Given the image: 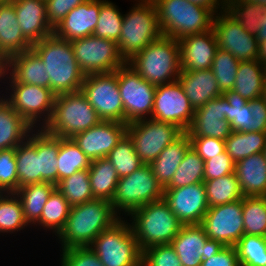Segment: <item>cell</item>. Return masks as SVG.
<instances>
[{
	"mask_svg": "<svg viewBox=\"0 0 266 266\" xmlns=\"http://www.w3.org/2000/svg\"><path fill=\"white\" fill-rule=\"evenodd\" d=\"M16 148L0 151V193L16 192L18 189Z\"/></svg>",
	"mask_w": 266,
	"mask_h": 266,
	"instance_id": "f907efd6",
	"label": "cell"
},
{
	"mask_svg": "<svg viewBox=\"0 0 266 266\" xmlns=\"http://www.w3.org/2000/svg\"><path fill=\"white\" fill-rule=\"evenodd\" d=\"M242 199L210 207L201 225L217 246L235 247L244 235Z\"/></svg>",
	"mask_w": 266,
	"mask_h": 266,
	"instance_id": "9a60e30c",
	"label": "cell"
},
{
	"mask_svg": "<svg viewBox=\"0 0 266 266\" xmlns=\"http://www.w3.org/2000/svg\"><path fill=\"white\" fill-rule=\"evenodd\" d=\"M4 74V66L0 63V77H3Z\"/></svg>",
	"mask_w": 266,
	"mask_h": 266,
	"instance_id": "03108f58",
	"label": "cell"
},
{
	"mask_svg": "<svg viewBox=\"0 0 266 266\" xmlns=\"http://www.w3.org/2000/svg\"><path fill=\"white\" fill-rule=\"evenodd\" d=\"M201 266H240L235 247L216 246L210 255L202 260Z\"/></svg>",
	"mask_w": 266,
	"mask_h": 266,
	"instance_id": "6f0895ef",
	"label": "cell"
},
{
	"mask_svg": "<svg viewBox=\"0 0 266 266\" xmlns=\"http://www.w3.org/2000/svg\"><path fill=\"white\" fill-rule=\"evenodd\" d=\"M264 155H265V158H266V146L264 148V151H263Z\"/></svg>",
	"mask_w": 266,
	"mask_h": 266,
	"instance_id": "a7ac6f4b",
	"label": "cell"
},
{
	"mask_svg": "<svg viewBox=\"0 0 266 266\" xmlns=\"http://www.w3.org/2000/svg\"><path fill=\"white\" fill-rule=\"evenodd\" d=\"M184 131L170 122L142 119L131 122L126 134L133 142L135 151L144 164H150L170 143Z\"/></svg>",
	"mask_w": 266,
	"mask_h": 266,
	"instance_id": "8fae6325",
	"label": "cell"
},
{
	"mask_svg": "<svg viewBox=\"0 0 266 266\" xmlns=\"http://www.w3.org/2000/svg\"><path fill=\"white\" fill-rule=\"evenodd\" d=\"M1 83L33 84L50 88V76L41 58L30 49L8 59Z\"/></svg>",
	"mask_w": 266,
	"mask_h": 266,
	"instance_id": "cb8c5ba5",
	"label": "cell"
},
{
	"mask_svg": "<svg viewBox=\"0 0 266 266\" xmlns=\"http://www.w3.org/2000/svg\"><path fill=\"white\" fill-rule=\"evenodd\" d=\"M163 194L164 189L154 176L151 166L144 164L131 174L119 178L110 202L114 211L121 218H126L141 206L163 199Z\"/></svg>",
	"mask_w": 266,
	"mask_h": 266,
	"instance_id": "9c48e42d",
	"label": "cell"
},
{
	"mask_svg": "<svg viewBox=\"0 0 266 266\" xmlns=\"http://www.w3.org/2000/svg\"><path fill=\"white\" fill-rule=\"evenodd\" d=\"M266 78L265 65L259 60L240 62L233 91L250 101L263 94Z\"/></svg>",
	"mask_w": 266,
	"mask_h": 266,
	"instance_id": "1f68e13d",
	"label": "cell"
},
{
	"mask_svg": "<svg viewBox=\"0 0 266 266\" xmlns=\"http://www.w3.org/2000/svg\"><path fill=\"white\" fill-rule=\"evenodd\" d=\"M157 9L158 25L165 37L179 41L186 36L212 29L215 14L188 0H152Z\"/></svg>",
	"mask_w": 266,
	"mask_h": 266,
	"instance_id": "277c9868",
	"label": "cell"
},
{
	"mask_svg": "<svg viewBox=\"0 0 266 266\" xmlns=\"http://www.w3.org/2000/svg\"><path fill=\"white\" fill-rule=\"evenodd\" d=\"M27 227L29 231L31 227L24 218L22 204L16 193H0V235L16 236L21 230L24 233Z\"/></svg>",
	"mask_w": 266,
	"mask_h": 266,
	"instance_id": "8d00e7d4",
	"label": "cell"
},
{
	"mask_svg": "<svg viewBox=\"0 0 266 266\" xmlns=\"http://www.w3.org/2000/svg\"><path fill=\"white\" fill-rule=\"evenodd\" d=\"M87 0H46V15L50 26L57 24L75 7Z\"/></svg>",
	"mask_w": 266,
	"mask_h": 266,
	"instance_id": "11a10c76",
	"label": "cell"
},
{
	"mask_svg": "<svg viewBox=\"0 0 266 266\" xmlns=\"http://www.w3.org/2000/svg\"><path fill=\"white\" fill-rule=\"evenodd\" d=\"M102 120L81 90L55 97L50 120L43 129L51 135L72 138Z\"/></svg>",
	"mask_w": 266,
	"mask_h": 266,
	"instance_id": "52a82bcc",
	"label": "cell"
},
{
	"mask_svg": "<svg viewBox=\"0 0 266 266\" xmlns=\"http://www.w3.org/2000/svg\"><path fill=\"white\" fill-rule=\"evenodd\" d=\"M181 71L210 69L218 50L213 29L200 34L186 36L178 41Z\"/></svg>",
	"mask_w": 266,
	"mask_h": 266,
	"instance_id": "7402d4cb",
	"label": "cell"
},
{
	"mask_svg": "<svg viewBox=\"0 0 266 266\" xmlns=\"http://www.w3.org/2000/svg\"><path fill=\"white\" fill-rule=\"evenodd\" d=\"M8 57L0 50V63L5 67L8 62Z\"/></svg>",
	"mask_w": 266,
	"mask_h": 266,
	"instance_id": "be15d7a7",
	"label": "cell"
},
{
	"mask_svg": "<svg viewBox=\"0 0 266 266\" xmlns=\"http://www.w3.org/2000/svg\"><path fill=\"white\" fill-rule=\"evenodd\" d=\"M261 29L258 31L256 38L257 41L260 43L261 41L266 40V9L262 14L261 21H260Z\"/></svg>",
	"mask_w": 266,
	"mask_h": 266,
	"instance_id": "94428289",
	"label": "cell"
},
{
	"mask_svg": "<svg viewBox=\"0 0 266 266\" xmlns=\"http://www.w3.org/2000/svg\"><path fill=\"white\" fill-rule=\"evenodd\" d=\"M190 147V137L184 132L178 139L165 147L158 157L149 164L163 189L171 182L174 173Z\"/></svg>",
	"mask_w": 266,
	"mask_h": 266,
	"instance_id": "f1b7e54d",
	"label": "cell"
},
{
	"mask_svg": "<svg viewBox=\"0 0 266 266\" xmlns=\"http://www.w3.org/2000/svg\"><path fill=\"white\" fill-rule=\"evenodd\" d=\"M204 182V160L190 147L171 182L165 188H179Z\"/></svg>",
	"mask_w": 266,
	"mask_h": 266,
	"instance_id": "7bdbcfd3",
	"label": "cell"
},
{
	"mask_svg": "<svg viewBox=\"0 0 266 266\" xmlns=\"http://www.w3.org/2000/svg\"><path fill=\"white\" fill-rule=\"evenodd\" d=\"M128 64L141 78L155 86L175 82L181 72L179 43L174 38L162 35Z\"/></svg>",
	"mask_w": 266,
	"mask_h": 266,
	"instance_id": "8992f818",
	"label": "cell"
},
{
	"mask_svg": "<svg viewBox=\"0 0 266 266\" xmlns=\"http://www.w3.org/2000/svg\"><path fill=\"white\" fill-rule=\"evenodd\" d=\"M266 132L232 131L225 140V151L236 164L243 158L264 151Z\"/></svg>",
	"mask_w": 266,
	"mask_h": 266,
	"instance_id": "74e56055",
	"label": "cell"
},
{
	"mask_svg": "<svg viewBox=\"0 0 266 266\" xmlns=\"http://www.w3.org/2000/svg\"><path fill=\"white\" fill-rule=\"evenodd\" d=\"M59 261V266H104L89 246L60 250Z\"/></svg>",
	"mask_w": 266,
	"mask_h": 266,
	"instance_id": "f5cc1de1",
	"label": "cell"
},
{
	"mask_svg": "<svg viewBox=\"0 0 266 266\" xmlns=\"http://www.w3.org/2000/svg\"><path fill=\"white\" fill-rule=\"evenodd\" d=\"M133 2L135 4L123 14L122 30L118 41V50L125 63L162 36L153 1L134 0Z\"/></svg>",
	"mask_w": 266,
	"mask_h": 266,
	"instance_id": "5b68a950",
	"label": "cell"
},
{
	"mask_svg": "<svg viewBox=\"0 0 266 266\" xmlns=\"http://www.w3.org/2000/svg\"><path fill=\"white\" fill-rule=\"evenodd\" d=\"M71 206L62 194L55 189L44 205L39 221L33 226L35 230L43 229L57 236L63 229L69 216Z\"/></svg>",
	"mask_w": 266,
	"mask_h": 266,
	"instance_id": "d590c367",
	"label": "cell"
},
{
	"mask_svg": "<svg viewBox=\"0 0 266 266\" xmlns=\"http://www.w3.org/2000/svg\"><path fill=\"white\" fill-rule=\"evenodd\" d=\"M258 60L262 64H266V40L261 41L259 43V53H258Z\"/></svg>",
	"mask_w": 266,
	"mask_h": 266,
	"instance_id": "6125c7cd",
	"label": "cell"
},
{
	"mask_svg": "<svg viewBox=\"0 0 266 266\" xmlns=\"http://www.w3.org/2000/svg\"><path fill=\"white\" fill-rule=\"evenodd\" d=\"M253 117V132H266V101L261 96L249 101Z\"/></svg>",
	"mask_w": 266,
	"mask_h": 266,
	"instance_id": "680465c9",
	"label": "cell"
},
{
	"mask_svg": "<svg viewBox=\"0 0 266 266\" xmlns=\"http://www.w3.org/2000/svg\"><path fill=\"white\" fill-rule=\"evenodd\" d=\"M127 126L122 122L101 121L71 139L91 161L106 158L126 134Z\"/></svg>",
	"mask_w": 266,
	"mask_h": 266,
	"instance_id": "ffe728a7",
	"label": "cell"
},
{
	"mask_svg": "<svg viewBox=\"0 0 266 266\" xmlns=\"http://www.w3.org/2000/svg\"><path fill=\"white\" fill-rule=\"evenodd\" d=\"M262 97L264 98V100L266 101V78H265V82H264V88H263V94Z\"/></svg>",
	"mask_w": 266,
	"mask_h": 266,
	"instance_id": "e7e4bbea",
	"label": "cell"
},
{
	"mask_svg": "<svg viewBox=\"0 0 266 266\" xmlns=\"http://www.w3.org/2000/svg\"><path fill=\"white\" fill-rule=\"evenodd\" d=\"M71 46L85 75L115 72L125 64L115 41L90 35L71 41Z\"/></svg>",
	"mask_w": 266,
	"mask_h": 266,
	"instance_id": "5bb4252c",
	"label": "cell"
},
{
	"mask_svg": "<svg viewBox=\"0 0 266 266\" xmlns=\"http://www.w3.org/2000/svg\"><path fill=\"white\" fill-rule=\"evenodd\" d=\"M106 158L113 164L119 177L129 175L144 165L127 134L123 136Z\"/></svg>",
	"mask_w": 266,
	"mask_h": 266,
	"instance_id": "bcb514c9",
	"label": "cell"
},
{
	"mask_svg": "<svg viewBox=\"0 0 266 266\" xmlns=\"http://www.w3.org/2000/svg\"><path fill=\"white\" fill-rule=\"evenodd\" d=\"M196 5L210 9L214 14L225 9L223 0H188Z\"/></svg>",
	"mask_w": 266,
	"mask_h": 266,
	"instance_id": "91938a15",
	"label": "cell"
},
{
	"mask_svg": "<svg viewBox=\"0 0 266 266\" xmlns=\"http://www.w3.org/2000/svg\"><path fill=\"white\" fill-rule=\"evenodd\" d=\"M31 47L19 26L14 4L0 3V50L10 58Z\"/></svg>",
	"mask_w": 266,
	"mask_h": 266,
	"instance_id": "83f0119b",
	"label": "cell"
},
{
	"mask_svg": "<svg viewBox=\"0 0 266 266\" xmlns=\"http://www.w3.org/2000/svg\"><path fill=\"white\" fill-rule=\"evenodd\" d=\"M163 199L183 225L201 224L209 209L203 183L164 188Z\"/></svg>",
	"mask_w": 266,
	"mask_h": 266,
	"instance_id": "ac0fdd59",
	"label": "cell"
},
{
	"mask_svg": "<svg viewBox=\"0 0 266 266\" xmlns=\"http://www.w3.org/2000/svg\"><path fill=\"white\" fill-rule=\"evenodd\" d=\"M59 148L60 137L49 134L43 128H35V149L39 156L40 183L48 182L57 185Z\"/></svg>",
	"mask_w": 266,
	"mask_h": 266,
	"instance_id": "4dcf8cb0",
	"label": "cell"
},
{
	"mask_svg": "<svg viewBox=\"0 0 266 266\" xmlns=\"http://www.w3.org/2000/svg\"><path fill=\"white\" fill-rule=\"evenodd\" d=\"M15 0H0V3H12Z\"/></svg>",
	"mask_w": 266,
	"mask_h": 266,
	"instance_id": "003e7915",
	"label": "cell"
},
{
	"mask_svg": "<svg viewBox=\"0 0 266 266\" xmlns=\"http://www.w3.org/2000/svg\"><path fill=\"white\" fill-rule=\"evenodd\" d=\"M194 113L195 110L178 80L156 86L151 119L170 122L186 132Z\"/></svg>",
	"mask_w": 266,
	"mask_h": 266,
	"instance_id": "e0dca14e",
	"label": "cell"
},
{
	"mask_svg": "<svg viewBox=\"0 0 266 266\" xmlns=\"http://www.w3.org/2000/svg\"><path fill=\"white\" fill-rule=\"evenodd\" d=\"M89 247L104 266H142V250L126 218L102 231Z\"/></svg>",
	"mask_w": 266,
	"mask_h": 266,
	"instance_id": "ba28073f",
	"label": "cell"
},
{
	"mask_svg": "<svg viewBox=\"0 0 266 266\" xmlns=\"http://www.w3.org/2000/svg\"><path fill=\"white\" fill-rule=\"evenodd\" d=\"M101 0H87L73 8L53 29L61 39L73 41L93 35L99 18Z\"/></svg>",
	"mask_w": 266,
	"mask_h": 266,
	"instance_id": "603a6c76",
	"label": "cell"
},
{
	"mask_svg": "<svg viewBox=\"0 0 266 266\" xmlns=\"http://www.w3.org/2000/svg\"><path fill=\"white\" fill-rule=\"evenodd\" d=\"M33 129L3 97L0 98V151L16 148Z\"/></svg>",
	"mask_w": 266,
	"mask_h": 266,
	"instance_id": "f546056e",
	"label": "cell"
},
{
	"mask_svg": "<svg viewBox=\"0 0 266 266\" xmlns=\"http://www.w3.org/2000/svg\"><path fill=\"white\" fill-rule=\"evenodd\" d=\"M56 189L52 183H34L18 188L15 192L21 201L24 218L32 228L41 216L50 194Z\"/></svg>",
	"mask_w": 266,
	"mask_h": 266,
	"instance_id": "d6a6232c",
	"label": "cell"
},
{
	"mask_svg": "<svg viewBox=\"0 0 266 266\" xmlns=\"http://www.w3.org/2000/svg\"><path fill=\"white\" fill-rule=\"evenodd\" d=\"M244 234L266 237V196L242 198Z\"/></svg>",
	"mask_w": 266,
	"mask_h": 266,
	"instance_id": "b9f144b4",
	"label": "cell"
},
{
	"mask_svg": "<svg viewBox=\"0 0 266 266\" xmlns=\"http://www.w3.org/2000/svg\"><path fill=\"white\" fill-rule=\"evenodd\" d=\"M142 266H182L171 244L155 245L142 251Z\"/></svg>",
	"mask_w": 266,
	"mask_h": 266,
	"instance_id": "816d5d0a",
	"label": "cell"
},
{
	"mask_svg": "<svg viewBox=\"0 0 266 266\" xmlns=\"http://www.w3.org/2000/svg\"><path fill=\"white\" fill-rule=\"evenodd\" d=\"M80 90L102 121L124 123V106L118 87L117 70L85 75Z\"/></svg>",
	"mask_w": 266,
	"mask_h": 266,
	"instance_id": "4fadbf2b",
	"label": "cell"
},
{
	"mask_svg": "<svg viewBox=\"0 0 266 266\" xmlns=\"http://www.w3.org/2000/svg\"><path fill=\"white\" fill-rule=\"evenodd\" d=\"M178 81L182 85L194 110L223 94L211 69L181 71Z\"/></svg>",
	"mask_w": 266,
	"mask_h": 266,
	"instance_id": "484cf974",
	"label": "cell"
},
{
	"mask_svg": "<svg viewBox=\"0 0 266 266\" xmlns=\"http://www.w3.org/2000/svg\"><path fill=\"white\" fill-rule=\"evenodd\" d=\"M120 219L110 201L93 199L70 208L66 223L55 240L61 244L60 250L86 247Z\"/></svg>",
	"mask_w": 266,
	"mask_h": 266,
	"instance_id": "6da1fadb",
	"label": "cell"
},
{
	"mask_svg": "<svg viewBox=\"0 0 266 266\" xmlns=\"http://www.w3.org/2000/svg\"><path fill=\"white\" fill-rule=\"evenodd\" d=\"M18 188L40 183V164L38 152L35 149V128L28 138L16 147Z\"/></svg>",
	"mask_w": 266,
	"mask_h": 266,
	"instance_id": "836d02e7",
	"label": "cell"
},
{
	"mask_svg": "<svg viewBox=\"0 0 266 266\" xmlns=\"http://www.w3.org/2000/svg\"><path fill=\"white\" fill-rule=\"evenodd\" d=\"M234 172L244 197L266 196V158L263 152L238 161Z\"/></svg>",
	"mask_w": 266,
	"mask_h": 266,
	"instance_id": "4316f807",
	"label": "cell"
},
{
	"mask_svg": "<svg viewBox=\"0 0 266 266\" xmlns=\"http://www.w3.org/2000/svg\"><path fill=\"white\" fill-rule=\"evenodd\" d=\"M266 7L261 3L247 0H233L225 5V10L235 18L251 35L256 36L261 29L260 21Z\"/></svg>",
	"mask_w": 266,
	"mask_h": 266,
	"instance_id": "ee69618b",
	"label": "cell"
},
{
	"mask_svg": "<svg viewBox=\"0 0 266 266\" xmlns=\"http://www.w3.org/2000/svg\"><path fill=\"white\" fill-rule=\"evenodd\" d=\"M57 161L58 182L78 171L88 170L92 162L71 138L61 137Z\"/></svg>",
	"mask_w": 266,
	"mask_h": 266,
	"instance_id": "ab89813d",
	"label": "cell"
},
{
	"mask_svg": "<svg viewBox=\"0 0 266 266\" xmlns=\"http://www.w3.org/2000/svg\"><path fill=\"white\" fill-rule=\"evenodd\" d=\"M228 100L227 121L232 131L253 132V117L249 101L233 90L223 92Z\"/></svg>",
	"mask_w": 266,
	"mask_h": 266,
	"instance_id": "7dc6e473",
	"label": "cell"
},
{
	"mask_svg": "<svg viewBox=\"0 0 266 266\" xmlns=\"http://www.w3.org/2000/svg\"><path fill=\"white\" fill-rule=\"evenodd\" d=\"M94 199L111 201L119 176L107 158L92 160L88 169Z\"/></svg>",
	"mask_w": 266,
	"mask_h": 266,
	"instance_id": "e575fe53",
	"label": "cell"
},
{
	"mask_svg": "<svg viewBox=\"0 0 266 266\" xmlns=\"http://www.w3.org/2000/svg\"><path fill=\"white\" fill-rule=\"evenodd\" d=\"M234 171L235 163L226 151L204 161V180L217 179Z\"/></svg>",
	"mask_w": 266,
	"mask_h": 266,
	"instance_id": "db71d44e",
	"label": "cell"
},
{
	"mask_svg": "<svg viewBox=\"0 0 266 266\" xmlns=\"http://www.w3.org/2000/svg\"><path fill=\"white\" fill-rule=\"evenodd\" d=\"M171 245L182 266H201L202 260L217 246L209 240L201 224L182 225Z\"/></svg>",
	"mask_w": 266,
	"mask_h": 266,
	"instance_id": "44dd1931",
	"label": "cell"
},
{
	"mask_svg": "<svg viewBox=\"0 0 266 266\" xmlns=\"http://www.w3.org/2000/svg\"><path fill=\"white\" fill-rule=\"evenodd\" d=\"M126 220L142 251L155 245L171 244L183 225L164 199L141 206Z\"/></svg>",
	"mask_w": 266,
	"mask_h": 266,
	"instance_id": "3957f363",
	"label": "cell"
},
{
	"mask_svg": "<svg viewBox=\"0 0 266 266\" xmlns=\"http://www.w3.org/2000/svg\"><path fill=\"white\" fill-rule=\"evenodd\" d=\"M235 248L240 266H266V237L244 234Z\"/></svg>",
	"mask_w": 266,
	"mask_h": 266,
	"instance_id": "c3c4849f",
	"label": "cell"
},
{
	"mask_svg": "<svg viewBox=\"0 0 266 266\" xmlns=\"http://www.w3.org/2000/svg\"><path fill=\"white\" fill-rule=\"evenodd\" d=\"M203 184L209 208L228 204L244 197L235 172L217 179L204 180Z\"/></svg>",
	"mask_w": 266,
	"mask_h": 266,
	"instance_id": "f35d334b",
	"label": "cell"
},
{
	"mask_svg": "<svg viewBox=\"0 0 266 266\" xmlns=\"http://www.w3.org/2000/svg\"><path fill=\"white\" fill-rule=\"evenodd\" d=\"M191 147L205 161L225 151V141L212 137H190Z\"/></svg>",
	"mask_w": 266,
	"mask_h": 266,
	"instance_id": "9f6ffc18",
	"label": "cell"
},
{
	"mask_svg": "<svg viewBox=\"0 0 266 266\" xmlns=\"http://www.w3.org/2000/svg\"><path fill=\"white\" fill-rule=\"evenodd\" d=\"M123 12L116 3L110 0H101V8L94 36L115 41L118 44L121 35Z\"/></svg>",
	"mask_w": 266,
	"mask_h": 266,
	"instance_id": "f6af8a7d",
	"label": "cell"
},
{
	"mask_svg": "<svg viewBox=\"0 0 266 266\" xmlns=\"http://www.w3.org/2000/svg\"><path fill=\"white\" fill-rule=\"evenodd\" d=\"M228 100L222 94L197 108L186 133L189 137H212L225 141L232 133L227 121Z\"/></svg>",
	"mask_w": 266,
	"mask_h": 266,
	"instance_id": "d6986e66",
	"label": "cell"
},
{
	"mask_svg": "<svg viewBox=\"0 0 266 266\" xmlns=\"http://www.w3.org/2000/svg\"><path fill=\"white\" fill-rule=\"evenodd\" d=\"M56 189L71 207L94 199L88 170L78 171L62 179Z\"/></svg>",
	"mask_w": 266,
	"mask_h": 266,
	"instance_id": "60d3db41",
	"label": "cell"
},
{
	"mask_svg": "<svg viewBox=\"0 0 266 266\" xmlns=\"http://www.w3.org/2000/svg\"><path fill=\"white\" fill-rule=\"evenodd\" d=\"M239 63L240 61L229 52L223 49L216 51L210 69L214 73L217 85L222 93L233 89Z\"/></svg>",
	"mask_w": 266,
	"mask_h": 266,
	"instance_id": "681fc988",
	"label": "cell"
},
{
	"mask_svg": "<svg viewBox=\"0 0 266 266\" xmlns=\"http://www.w3.org/2000/svg\"><path fill=\"white\" fill-rule=\"evenodd\" d=\"M212 29L218 49L229 52L240 62L258 60L256 36L249 34L225 9L215 14Z\"/></svg>",
	"mask_w": 266,
	"mask_h": 266,
	"instance_id": "2e32d148",
	"label": "cell"
},
{
	"mask_svg": "<svg viewBox=\"0 0 266 266\" xmlns=\"http://www.w3.org/2000/svg\"><path fill=\"white\" fill-rule=\"evenodd\" d=\"M124 106V123L151 118L156 86L140 77L128 63L117 69Z\"/></svg>",
	"mask_w": 266,
	"mask_h": 266,
	"instance_id": "7c38bea8",
	"label": "cell"
},
{
	"mask_svg": "<svg viewBox=\"0 0 266 266\" xmlns=\"http://www.w3.org/2000/svg\"><path fill=\"white\" fill-rule=\"evenodd\" d=\"M50 76V89L58 96L81 89L85 74L74 56L71 42L52 34L32 45Z\"/></svg>",
	"mask_w": 266,
	"mask_h": 266,
	"instance_id": "7a4b0ae2",
	"label": "cell"
},
{
	"mask_svg": "<svg viewBox=\"0 0 266 266\" xmlns=\"http://www.w3.org/2000/svg\"><path fill=\"white\" fill-rule=\"evenodd\" d=\"M2 97V91H1V88H0V98Z\"/></svg>",
	"mask_w": 266,
	"mask_h": 266,
	"instance_id": "89a4df30",
	"label": "cell"
},
{
	"mask_svg": "<svg viewBox=\"0 0 266 266\" xmlns=\"http://www.w3.org/2000/svg\"><path fill=\"white\" fill-rule=\"evenodd\" d=\"M12 3L21 31L32 45L53 34L47 20L45 0H15Z\"/></svg>",
	"mask_w": 266,
	"mask_h": 266,
	"instance_id": "d4e9b609",
	"label": "cell"
},
{
	"mask_svg": "<svg viewBox=\"0 0 266 266\" xmlns=\"http://www.w3.org/2000/svg\"><path fill=\"white\" fill-rule=\"evenodd\" d=\"M0 87L2 97L32 127L43 128L50 120L56 97L50 88L23 83H1Z\"/></svg>",
	"mask_w": 266,
	"mask_h": 266,
	"instance_id": "30bf717a",
	"label": "cell"
}]
</instances>
